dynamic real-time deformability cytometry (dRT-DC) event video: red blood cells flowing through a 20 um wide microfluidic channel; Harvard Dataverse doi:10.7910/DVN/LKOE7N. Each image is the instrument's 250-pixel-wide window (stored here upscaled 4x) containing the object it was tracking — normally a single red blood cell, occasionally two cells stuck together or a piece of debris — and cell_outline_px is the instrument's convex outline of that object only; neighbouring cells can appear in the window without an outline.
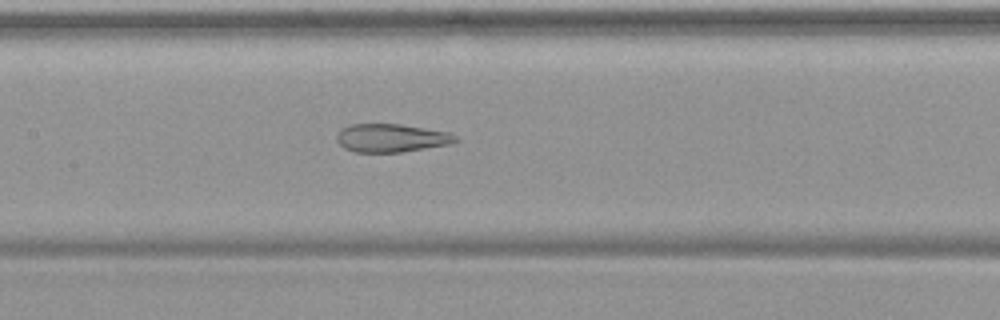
{"species": "common noctule bat (a hibernating species)", "species_latin": "Nyctalus noctula", "temperature_condition": "warm", "stored_images_in_passage": 54, "camera_frame_rate_fps": 3000, "um_per_image_px": 0.085, "animal": {"sex": "female", "body_mass_g": 19.9}, "frame": {"image": 1, "passage_image": 26, "time_ms": 8.333, "image_size_px": [1000, 320], "cell_outline_px": [[460, 140], [452, 144], [400, 152], [356, 152], [344, 148], [336, 140], [336, 136], [344, 128], [352, 124], [400, 124], [448, 132], [456, 136]], "centroid_in_image_um": [33.29, 11.73], "position_along_channel_um": 174.1, "area_um2": 19.42}}
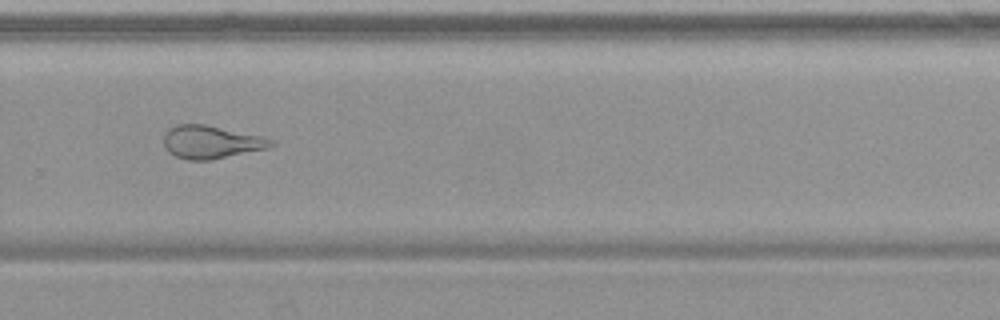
{"frame": {"image": 2, "passage_image": 37, "time_ms": 12.0, "image_size_px": [1000, 320], "cell_outline_px": [[276, 144], [268, 148], [208, 160], [188, 160], [176, 156], [168, 152], [164, 148], [164, 136], [168, 128], [176, 124], [204, 124], [264, 136], [272, 140]], "centroid_in_image_um": [17.93, 12.06], "position_along_channel_um": 311.9, "area_um2": 20.63}}
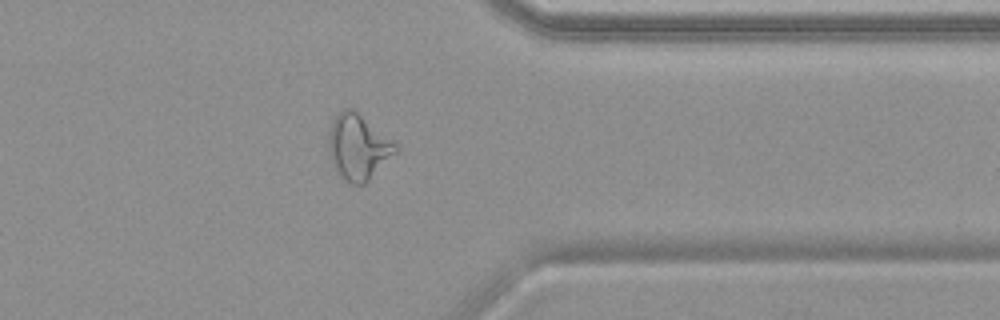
{"frame": {"image": 3, "passage_image": 43, "time_ms": 14.0, "image_size_px": [1000, 320], "cell_outline_px": [[400, 148], [364, 184], [348, 184], [340, 180], [332, 164], [328, 148], [328, 132], [332, 120], [344, 108], [352, 108], [392, 140]], "centroid_in_image_um": [30.39, 12.52], "position_along_channel_um": 381.0, "area_um2": 25.49}, "authors_computed_cell_mechanics": {"area_um2": 27.1082, "velocity_mm_per_s": 3.7694, "shape_relaxation_time_tau1_ms": null, "shape_relaxation_time_tau2_ms": 2.0748, "deformation_change_tau1": null, "deformation_change_tau2": 0.1102}}